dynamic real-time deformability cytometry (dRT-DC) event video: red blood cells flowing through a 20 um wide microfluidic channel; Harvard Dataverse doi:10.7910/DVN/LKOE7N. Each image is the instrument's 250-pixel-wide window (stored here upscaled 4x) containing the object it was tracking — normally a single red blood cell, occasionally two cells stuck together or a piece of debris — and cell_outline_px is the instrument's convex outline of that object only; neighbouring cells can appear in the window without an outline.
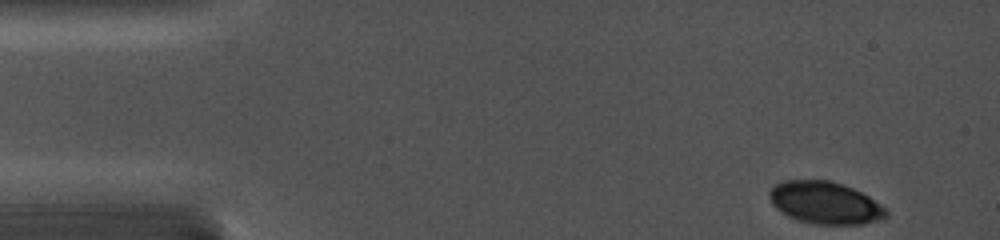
{"species": "common noctule bat (a hibernating species)", "species_latin": "Nyctalus noctula", "temperature_condition": "cold", "stored_images_in_passage": 8, "camera_frame_rate_fps": 5000, "um_per_image_px": 0.085, "animal": {"sex": "female", "body_mass_g": 19.0, "forearm_length_mm": 56.7}, "frame": {"image": 1, "passage_image": 1, "time_ms": 0.0, "image_size_px": [1000, 240], "cell_outline_px": [[888, 216], [864, 224], [812, 224], [796, 220], [788, 216], [776, 208], [772, 204], [768, 196], [768, 192], [776, 184], [784, 180], [828, 180], [852, 188], [868, 196], [880, 204], [888, 212]], "centroid_in_image_um": [70.09, 17.24], "position_along_channel_um": 14.9, "area_um2": 28.61}}
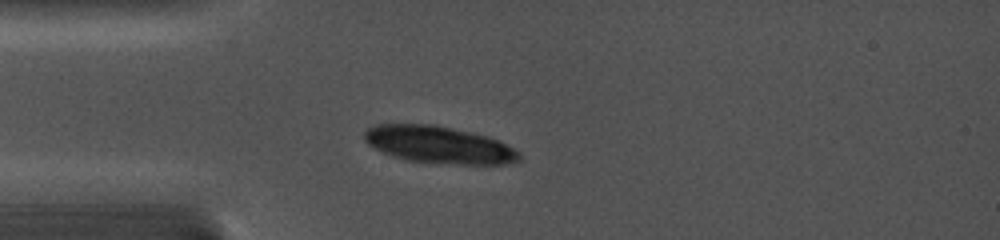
{"frame": {"image": 2, "passage_image": 8, "time_ms": 3.2, "image_size_px": [1000, 240], "cell_outline_px": [[520, 160], [508, 164], [436, 164], [404, 160], [380, 152], [368, 144], [364, 140], [364, 128], [376, 124], [432, 124], [472, 132], [488, 136], [520, 152]], "centroid_in_image_um": [37.24, 12.31], "position_along_channel_um": 47.8, "area_um2": 33.93}}